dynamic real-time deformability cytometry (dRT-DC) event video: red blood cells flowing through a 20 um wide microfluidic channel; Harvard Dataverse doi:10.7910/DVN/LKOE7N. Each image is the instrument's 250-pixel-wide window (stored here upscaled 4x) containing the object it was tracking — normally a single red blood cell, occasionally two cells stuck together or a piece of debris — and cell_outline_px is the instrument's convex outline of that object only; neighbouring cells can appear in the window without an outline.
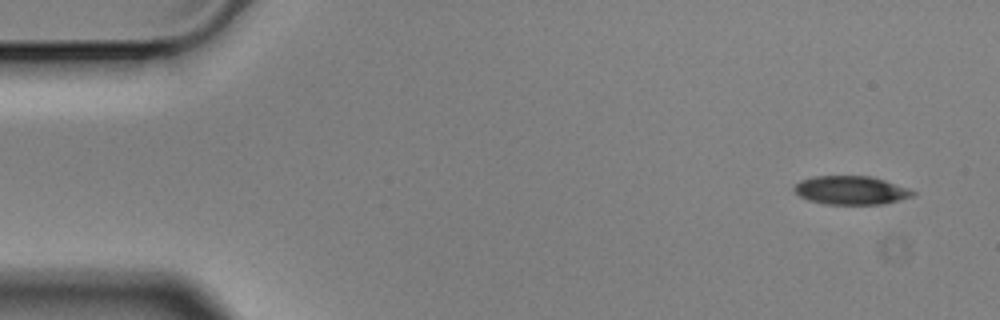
{"species": "Egyptian fruit bat (a non-hibernating species)", "species_latin": "Rousettus aegyptiacus", "temperature_condition": "cold", "stored_images_in_passage": 5, "camera_frame_rate_fps": 3000, "um_per_image_px": 0.085, "animal": {"sex": "male"}, "frame": {"image": 1, "passage_image": 1, "time_ms": 0.0, "image_size_px": [1000, 320], "cell_outline_px": [[916, 192], [912, 196], [900, 200], [880, 204], [824, 204], [808, 200], [800, 196], [792, 188], [800, 180], [816, 176], [872, 176], [908, 188]], "centroid_in_image_um": [72.32, 16.17], "position_along_channel_um": 12.7, "area_um2": 19.65}}